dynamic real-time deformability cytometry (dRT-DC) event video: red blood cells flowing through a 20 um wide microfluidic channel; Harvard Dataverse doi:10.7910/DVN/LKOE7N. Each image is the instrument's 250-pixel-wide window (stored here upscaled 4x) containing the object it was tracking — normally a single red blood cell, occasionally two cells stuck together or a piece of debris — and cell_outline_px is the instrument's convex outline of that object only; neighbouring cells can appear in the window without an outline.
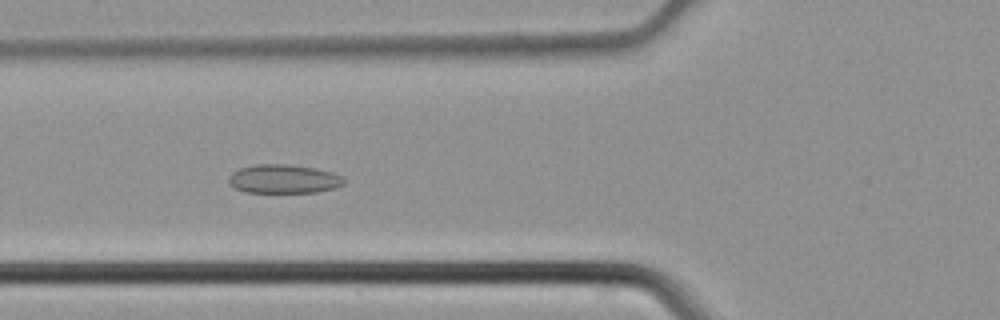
{"species": "common noctule bat (a hibernating species)", "species_latin": "Nyctalus noctula", "temperature_condition": "cold", "stored_images_in_passage": 34, "camera_frame_rate_fps": 3000, "um_per_image_px": 0.085, "animal": {"sex": "male", "body_mass_g": 21.5, "forearm_length_mm": 52.0}, "frame": {"image": 1, "passage_image": 6, "time_ms": 1.667, "image_size_px": [1000, 320], "cell_outline_px": [[348, 180], [344, 184], [336, 188], [316, 192], [244, 192], [232, 188], [228, 184], [228, 176], [232, 172], [240, 168], [256, 164], [284, 164], [316, 168], [332, 172]], "centroid_in_image_um": [24.09, 15.21], "position_along_channel_um": 101.7, "area_um2": 19.59}}
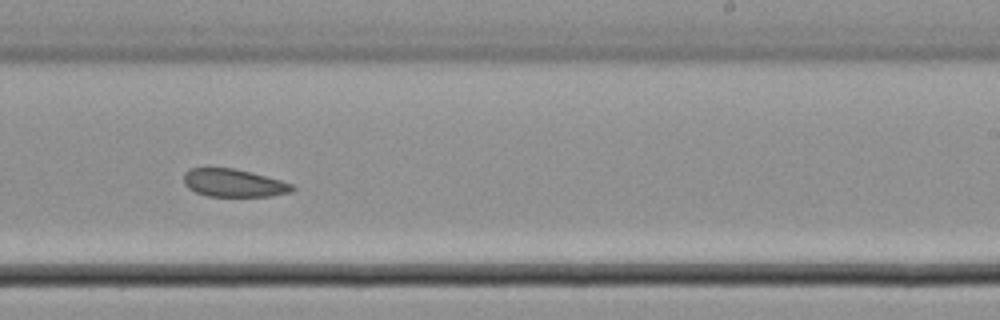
{"frame": {"image": 2, "passage_image": 17, "time_ms": 5.333, "image_size_px": [1000, 320], "cell_outline_px": [[296, 188], [292, 192], [272, 196], [208, 196], [196, 192], [188, 188], [184, 184], [184, 172], [192, 168], [232, 168], [280, 180], [292, 184]], "centroid_in_image_um": [19.86, 15.56], "position_along_channel_um": 269.1, "area_um2": 17.46}}
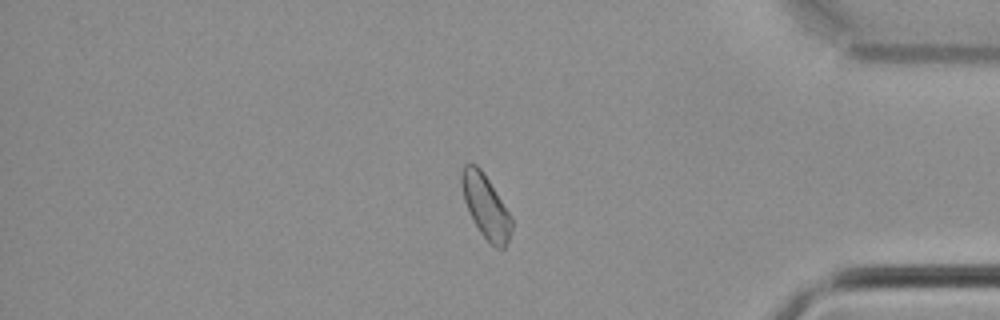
{"frame": {"image": 3, "passage_image": 27, "time_ms": 8.667, "image_size_px": [1000, 320], "cell_outline_px": [[512, 228], [508, 240], [504, 248], [496, 248], [480, 232], [472, 220], [464, 200], [460, 184], [460, 172], [464, 164], [468, 160], [476, 164], [480, 168], [512, 216]], "centroid_in_image_um": [41.25, 17.49], "position_along_channel_um": 393.9, "area_um2": 18.55}}